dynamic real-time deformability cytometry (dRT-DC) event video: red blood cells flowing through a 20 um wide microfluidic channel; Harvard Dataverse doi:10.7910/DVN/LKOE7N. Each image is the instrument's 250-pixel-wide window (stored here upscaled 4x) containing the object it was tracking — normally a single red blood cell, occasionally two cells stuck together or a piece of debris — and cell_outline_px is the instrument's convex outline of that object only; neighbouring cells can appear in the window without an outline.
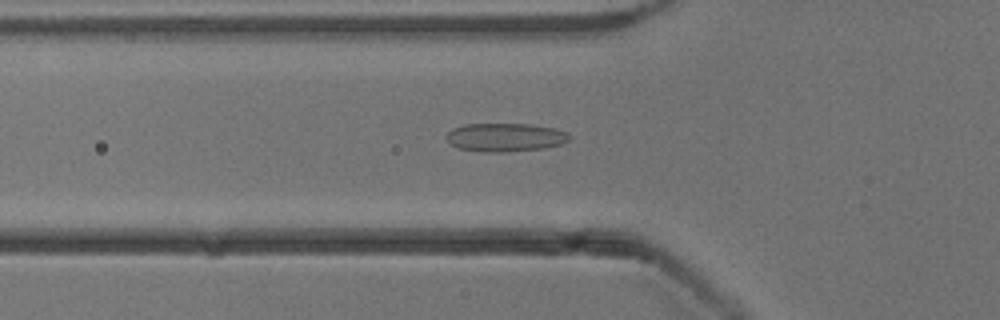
{"species": "common noctule bat (a hibernating species)", "species_latin": "Nyctalus noctula", "temperature_condition": "cold", "stored_images_in_passage": 45, "camera_frame_rate_fps": 3000, "um_per_image_px": 0.085, "animal": {"sex": "male", "body_mass_g": 13.3}, "frame": {"image": 1, "passage_image": 11, "time_ms": 3.333, "image_size_px": [1000, 320], "cell_outline_px": [[572, 136], [564, 144], [544, 148], [508, 152], [480, 152], [456, 148], [448, 144], [444, 136], [452, 128], [464, 124], [528, 124], [552, 128], [568, 132]], "centroid_in_image_um": [42.9, 11.68], "position_along_channel_um": 82.9, "area_um2": 20.81}}
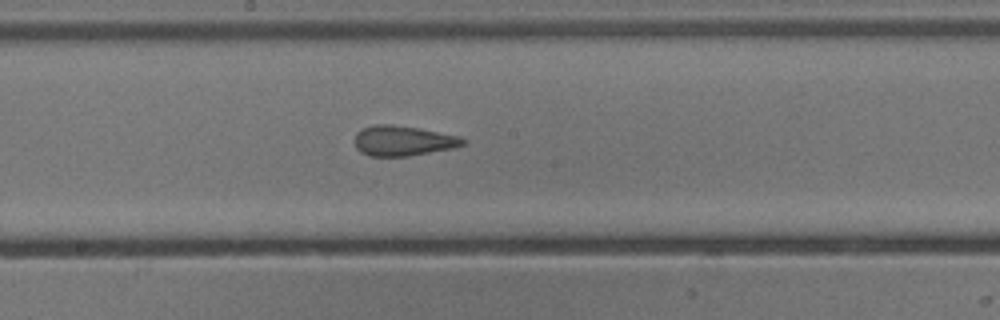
{"frame": {"image": 2, "passage_image": 21, "time_ms": 6.667, "image_size_px": [1000, 320], "cell_outline_px": [[468, 140], [464, 144], [452, 148], [408, 156], [368, 156], [360, 152], [356, 148], [352, 140], [356, 132], [364, 128], [376, 124], [392, 124], [420, 128], [460, 136]], "centroid_in_image_um": [34.22, 11.96], "position_along_channel_um": 214.0, "area_um2": 19.25}}
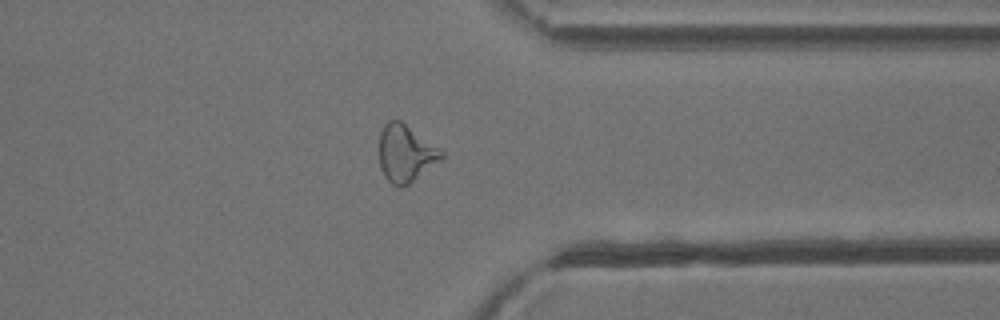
{"frame": {"image": 3, "passage_image": 34, "time_ms": 11.0, "image_size_px": [1000, 320], "cell_outline_px": [[444, 156], [440, 160], [408, 184], [400, 188], [392, 184], [384, 176], [380, 168], [376, 148], [380, 132], [384, 124], [388, 120], [400, 120], [440, 148], [444, 152]], "centroid_in_image_um": [34.41, 13.02], "position_along_channel_um": 377.0, "area_um2": 21.04}, "authors_computed_cell_mechanics": {"area_um2": 20.3456, "velocity_mm_per_s": 3.8945, "shape_relaxation_time_tau1_ms": null, "shape_relaxation_time_tau2_ms": 1.657, "deformation_change_tau1": null, "deformation_change_tau2": 0.0922}}